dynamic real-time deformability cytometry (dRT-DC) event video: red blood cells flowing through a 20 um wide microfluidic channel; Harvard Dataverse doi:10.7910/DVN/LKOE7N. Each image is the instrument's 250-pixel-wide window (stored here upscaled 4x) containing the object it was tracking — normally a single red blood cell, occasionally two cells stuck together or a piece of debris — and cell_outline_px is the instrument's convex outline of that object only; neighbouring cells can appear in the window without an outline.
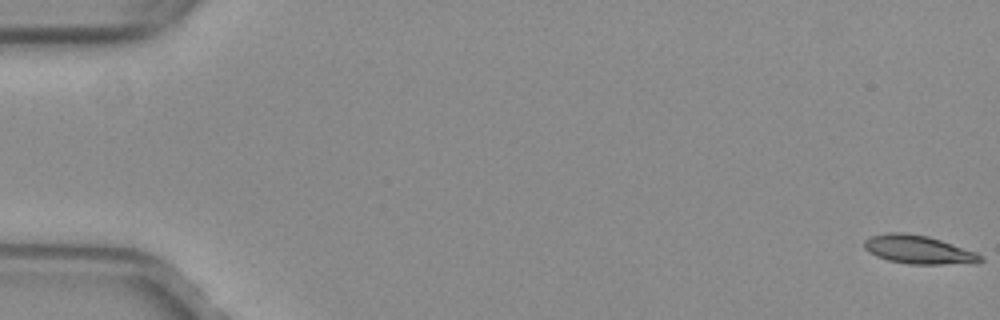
{"species": "common noctule bat (a hibernating species)", "species_latin": "Nyctalus noctula", "temperature_condition": "warm", "stored_images_in_passage": 53, "camera_frame_rate_fps": 3000, "um_per_image_px": 0.085, "animal": {"sex": "female", "body_mass_g": 29.2, "forearm_length_mm": 56.3}, "frame": {"image": 1, "passage_image": 1, "time_ms": 0.0, "image_size_px": [1000, 320], "cell_outline_px": [[984, 260], [976, 264], [908, 264], [888, 260], [876, 256], [868, 252], [864, 248], [864, 240], [872, 236], [888, 232], [904, 232], [928, 236], [976, 252], [984, 256]], "centroid_in_image_um": [78.1, 21.23], "position_along_channel_um": 6.9, "area_um2": 19.48}}
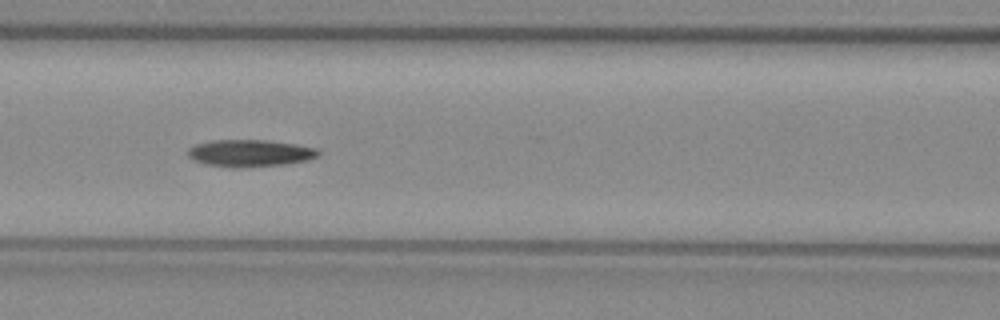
{"frame": {"image": 2, "passage_image": 24, "time_ms": 7.667, "image_size_px": [1000, 320], "cell_outline_px": [[320, 156], [308, 160], [284, 164], [244, 168], [232, 168], [208, 164], [192, 160], [188, 156], [188, 148], [196, 144], [212, 140], [264, 140], [296, 144], [316, 148], [320, 152]], "centroid_in_image_um": [21.25, 13.02], "position_along_channel_um": 145.3, "area_um2": 20.69}}
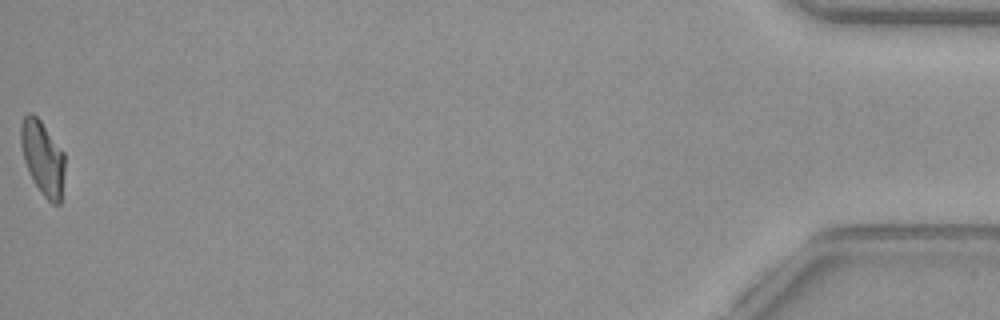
{"frame": {"image": 3, "passage_image": 53, "time_ms": 17.333, "image_size_px": [1000, 320], "cell_outline_px": [[64, 172], [60, 204], [52, 204], [40, 192], [24, 160], [20, 144], [20, 124], [24, 116], [28, 112], [32, 112], [40, 120], [64, 152]], "centroid_in_image_um": [3.62, 13.38], "position_along_channel_um": 431.6, "area_um2": 18.84}, "authors_computed_cell_mechanics": {"area_um2": 19.5942, "velocity_mm_per_s": 4.0172, "shape_relaxation_time_tau1_ms": null, "shape_relaxation_time_tau2_ms": 6.5674, "deformation_change_tau1": null, "deformation_change_tau2": 0.1526}}